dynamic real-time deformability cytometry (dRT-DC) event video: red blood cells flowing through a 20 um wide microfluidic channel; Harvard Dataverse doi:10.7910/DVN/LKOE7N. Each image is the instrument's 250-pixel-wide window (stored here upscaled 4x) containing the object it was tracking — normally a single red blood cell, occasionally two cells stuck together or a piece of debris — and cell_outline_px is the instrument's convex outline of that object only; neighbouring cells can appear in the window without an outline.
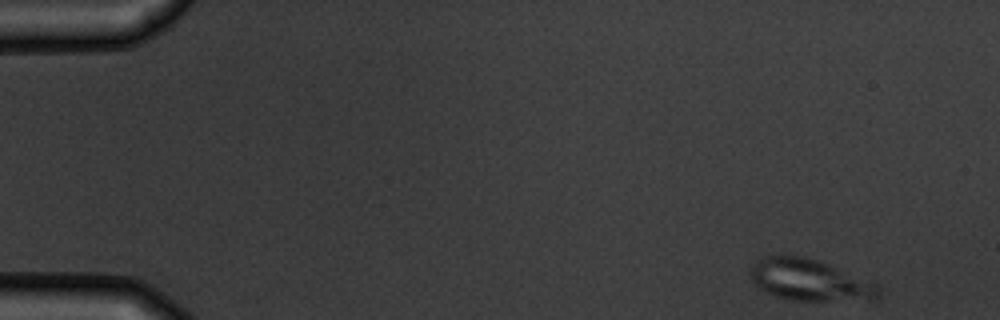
{"species": "common noctule bat (a hibernating species)", "species_latin": "Nyctalus noctula", "temperature_condition": "warm", "stored_images_in_passage": 8, "camera_frame_rate_fps": 3000, "um_per_image_px": 0.085, "animal": {"sex": "male", "body_mass_g": 19.5, "forearm_length_mm": 54.6}, "frame": {"image": 1, "passage_image": 1, "time_ms": 0.0, "image_size_px": [1000, 320], "cell_outline_px": [[880, 296], [872, 300], [792, 300], [776, 296], [760, 288], [748, 276], [748, 268], [756, 260], [764, 256], [804, 256], [876, 280], [880, 288]], "centroid_in_image_um": [68.88, 23.79], "position_along_channel_um": 16.1, "area_um2": 31.5}}